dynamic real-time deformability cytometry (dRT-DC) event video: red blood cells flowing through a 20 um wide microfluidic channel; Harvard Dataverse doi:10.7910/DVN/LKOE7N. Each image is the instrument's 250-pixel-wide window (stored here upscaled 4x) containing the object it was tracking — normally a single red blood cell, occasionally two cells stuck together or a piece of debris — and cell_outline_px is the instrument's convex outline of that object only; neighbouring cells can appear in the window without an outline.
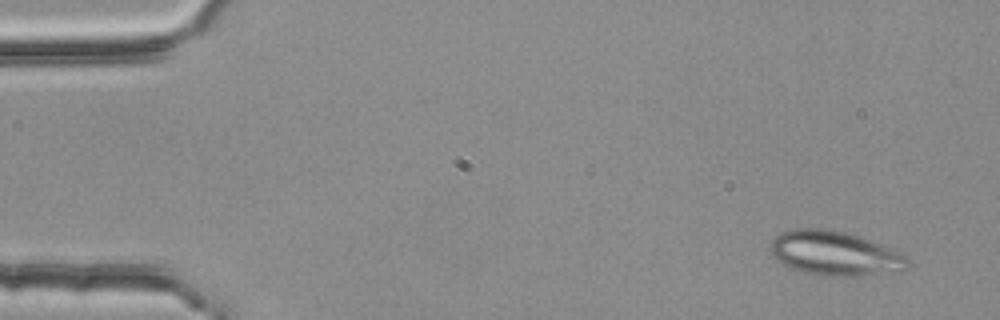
{"species": "common noctule bat (a hibernating species)", "species_latin": "Nyctalus noctula", "temperature_condition": "room temperature", "stored_images_in_passage": 4, "camera_frame_rate_fps": 3000, "um_per_image_px": 0.085, "animal": {"sex": "female", "body_mass_g": 25.1}, "frame": {"image": 1, "passage_image": 1, "time_ms": 0.0, "image_size_px": [1000, 320], "cell_outline_px": [[908, 264], [904, 272], [856, 276], [824, 276], [800, 272], [776, 260], [768, 248], [772, 240], [780, 232], [792, 228], [824, 228], [844, 232], [904, 252], [908, 256]], "centroid_in_image_um": [70.98, 21.55], "position_along_channel_um": 14.0, "area_um2": 36.07}}